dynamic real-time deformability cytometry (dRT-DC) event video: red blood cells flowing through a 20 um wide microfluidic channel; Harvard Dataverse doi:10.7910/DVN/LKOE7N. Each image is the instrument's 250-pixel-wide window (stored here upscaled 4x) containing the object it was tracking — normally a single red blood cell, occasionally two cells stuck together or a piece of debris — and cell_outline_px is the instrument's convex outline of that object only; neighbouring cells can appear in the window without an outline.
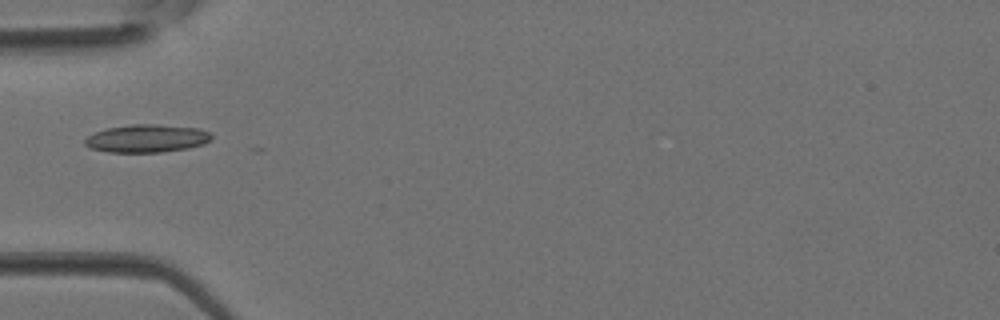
{"species": "Egyptian fruit bat (a non-hibernating species)", "species_latin": "Rousettus aegyptiacus", "temperature_condition": "room temperature", "stored_images_in_passage": 1, "camera_frame_rate_fps": 3000, "um_per_image_px": 0.085, "animal": {"sex": "female"}, "frame": {"image": 1, "passage_image": 1, "time_ms": 0.0, "image_size_px": [1000, 320], "cell_outline_px": [[212, 140], [204, 144], [188, 148], [160, 152], [108, 152], [92, 148], [84, 144], [84, 140], [88, 136], [96, 132], [108, 128], [132, 124], [156, 124], [200, 128], [208, 132], [212, 136]], "centroid_in_image_um": [12.51, 11.76], "position_along_channel_um": 72.5, "area_um2": 20.52}}